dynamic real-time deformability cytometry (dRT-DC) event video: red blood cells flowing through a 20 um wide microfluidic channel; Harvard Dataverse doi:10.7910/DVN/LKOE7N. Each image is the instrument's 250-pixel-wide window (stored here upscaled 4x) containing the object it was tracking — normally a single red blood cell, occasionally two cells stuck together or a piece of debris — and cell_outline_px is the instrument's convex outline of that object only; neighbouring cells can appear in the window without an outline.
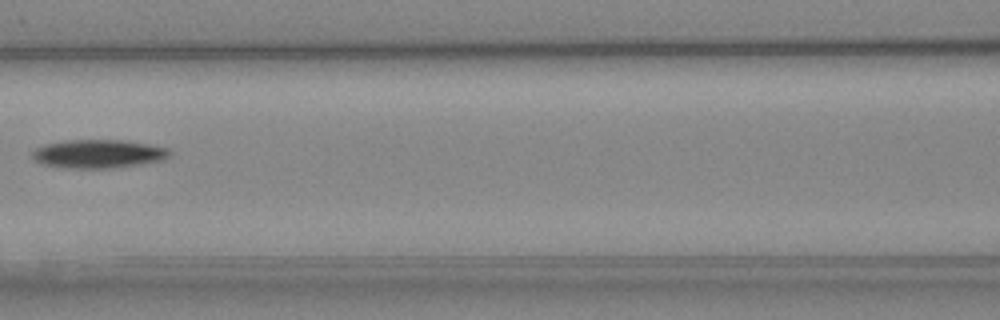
{"species": "Egyptian fruit bat (a non-hibernating species)", "species_latin": "Rousettus aegyptiacus", "temperature_condition": "cold", "stored_images_in_passage": 7, "camera_frame_rate_fps": 3000, "um_per_image_px": 0.085, "animal": {"sex": "female"}, "frame": {"image": 1, "passage_image": 6, "time_ms": 6.667, "image_size_px": [1000, 320], "cell_outline_px": [[172, 152], [164, 160], [140, 164], [112, 168], [68, 168], [44, 164], [36, 160], [32, 156], [32, 152], [36, 148], [44, 144], [64, 140], [124, 140], [148, 144], [168, 148]], "centroid_in_image_um": [8.38, 13.07], "position_along_channel_um": 158.2, "area_um2": 22.77}}
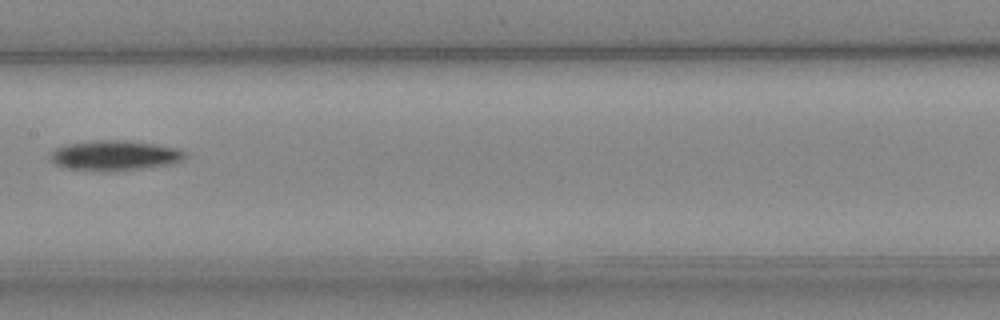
{"frame": {"image": 2, "passage_image": 7, "time_ms": 7.667, "image_size_px": [1000, 320], "cell_outline_px": [[188, 156], [172, 164], [108, 172], [64, 168], [48, 160], [48, 156], [56, 148], [68, 144], [96, 140], [124, 140], [180, 148]], "centroid_in_image_um": [9.71, 13.22], "position_along_channel_um": 197.7, "area_um2": 23.64}}